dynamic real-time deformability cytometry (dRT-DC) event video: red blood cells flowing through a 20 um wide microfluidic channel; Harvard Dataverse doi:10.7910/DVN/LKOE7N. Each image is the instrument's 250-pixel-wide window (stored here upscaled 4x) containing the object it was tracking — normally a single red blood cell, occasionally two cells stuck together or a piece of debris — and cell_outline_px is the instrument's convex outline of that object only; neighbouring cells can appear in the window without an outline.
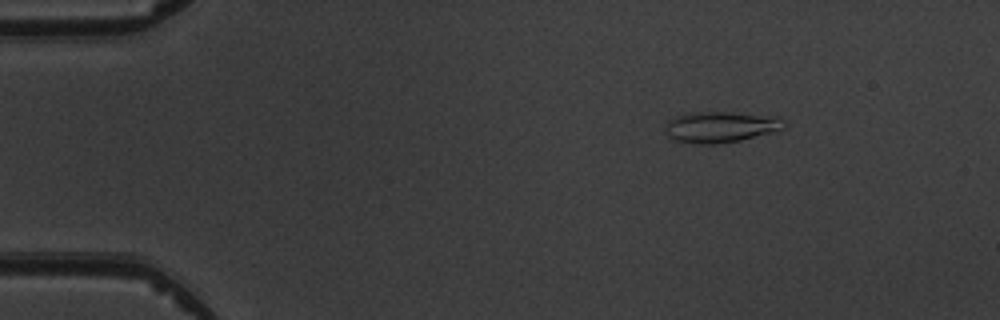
{"species": "common noctule bat (a hibernating species)", "species_latin": "Nyctalus noctula", "temperature_condition": "warm", "stored_images_in_passage": 6, "camera_frame_rate_fps": 3000, "um_per_image_px": 0.085, "animal": {"sex": "male", "body_mass_g": 19.5, "forearm_length_mm": 54.6}, "frame": {"image": 1, "passage_image": 2, "time_ms": 1.333, "image_size_px": [1000, 320], "cell_outline_px": [[784, 128], [776, 132], [740, 140], [712, 144], [700, 144], [676, 140], [668, 136], [664, 128], [668, 120], [676, 116], [692, 112], [728, 112], [780, 120]], "centroid_in_image_um": [61.12, 10.82], "position_along_channel_um": 23.9, "area_um2": 20.63}}
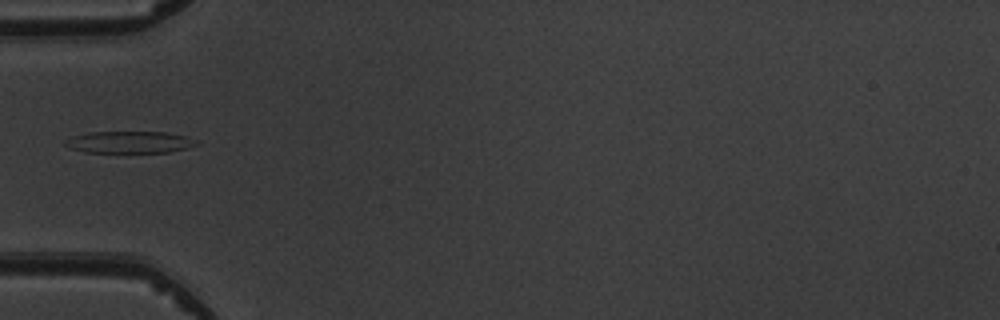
{"frame": {"image": 2, "passage_image": 5, "time_ms": 4.667, "image_size_px": [1000, 320], "cell_outline_px": [[200, 144], [188, 148], [168, 152], [84, 152], [68, 148], [64, 144], [64, 140], [72, 136], [92, 132], [164, 132], [184, 136], [196, 140]], "centroid_in_image_um": [10.98, 12.09], "position_along_channel_um": 74.0, "area_um2": 16.7}}
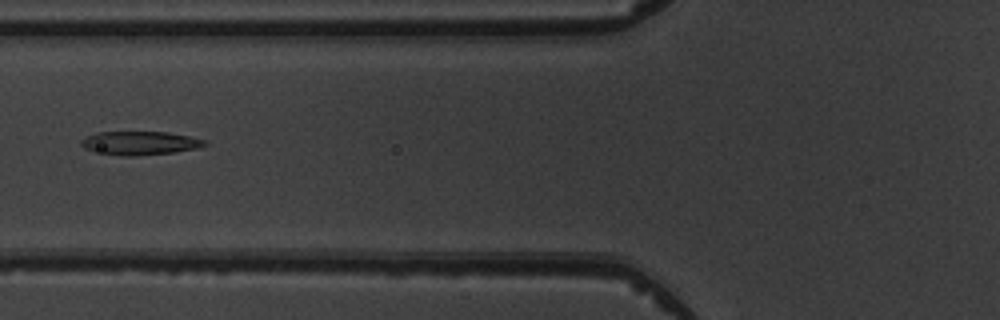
{"frame": {"image": 3, "passage_image": 6, "time_ms": 5.667, "image_size_px": [1000, 320], "cell_outline_px": [[208, 144], [196, 148], [172, 152], [136, 156], [120, 156], [92, 152], [84, 148], [80, 144], [80, 140], [84, 136], [96, 132], [168, 132], [208, 140]], "centroid_in_image_um": [11.82, 12.16], "position_along_channel_um": 114.0, "area_um2": 17.22}}